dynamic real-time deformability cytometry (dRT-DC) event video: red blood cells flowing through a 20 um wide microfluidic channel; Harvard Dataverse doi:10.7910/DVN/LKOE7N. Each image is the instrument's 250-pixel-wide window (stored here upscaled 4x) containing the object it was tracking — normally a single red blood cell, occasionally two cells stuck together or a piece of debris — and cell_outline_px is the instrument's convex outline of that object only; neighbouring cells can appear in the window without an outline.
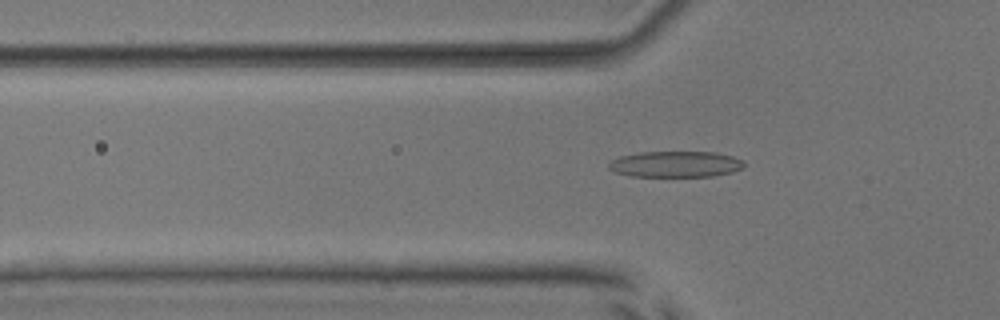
{"species": "common noctule bat (a hibernating species)", "species_latin": "Nyctalus noctula", "temperature_condition": "room temperature", "stored_images_in_passage": 54, "camera_frame_rate_fps": 3000, "um_per_image_px": 0.085, "animal": {"sex": "male", "body_mass_g": 17.9, "forearm_length_mm": 54.2}, "frame": {"image": 1, "passage_image": 18, "time_ms": 5.667, "image_size_px": [1000, 320], "cell_outline_px": [[744, 168], [732, 172], [712, 176], [632, 176], [616, 172], [608, 168], [608, 164], [612, 160], [620, 156], [640, 152], [716, 152], [732, 156], [744, 160]], "centroid_in_image_um": [57.45, 13.95], "position_along_channel_um": 68.3, "area_um2": 20.52}}
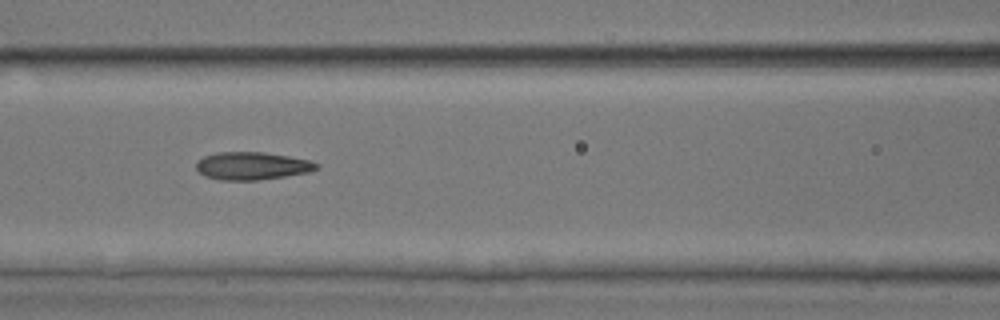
{"frame": {"image": 2, "passage_image": 24, "time_ms": 7.667, "image_size_px": [1000, 320], "cell_outline_px": [[320, 164], [316, 168], [308, 172], [284, 176], [256, 180], [220, 180], [204, 176], [196, 168], [196, 160], [204, 156], [216, 152], [264, 152], [288, 156], [308, 160]], "centroid_in_image_um": [21.37, 14.09], "position_along_channel_um": 145.2, "area_um2": 19.36}}
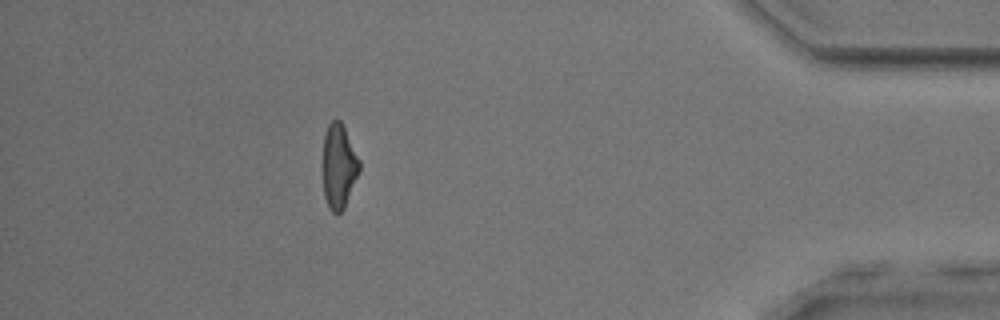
{"frame": {"image": 3, "passage_image": 48, "time_ms": 15.667, "image_size_px": [1000, 320], "cell_outline_px": [[360, 172], [344, 208], [340, 212], [332, 212], [328, 208], [324, 196], [324, 132], [328, 124], [332, 120], [340, 120], [360, 160]], "centroid_in_image_um": [28.81, 14.14], "position_along_channel_um": 406.4, "area_um2": 17.8}, "authors_computed_cell_mechanics": {"area_um2": 19.1607, "velocity_mm_per_s": 3.8656, "shape_relaxation_time_tau1_ms": null, "shape_relaxation_time_tau2_ms": 1.9023, "deformation_change_tau1": null, "deformation_change_tau2": 0.1044}}